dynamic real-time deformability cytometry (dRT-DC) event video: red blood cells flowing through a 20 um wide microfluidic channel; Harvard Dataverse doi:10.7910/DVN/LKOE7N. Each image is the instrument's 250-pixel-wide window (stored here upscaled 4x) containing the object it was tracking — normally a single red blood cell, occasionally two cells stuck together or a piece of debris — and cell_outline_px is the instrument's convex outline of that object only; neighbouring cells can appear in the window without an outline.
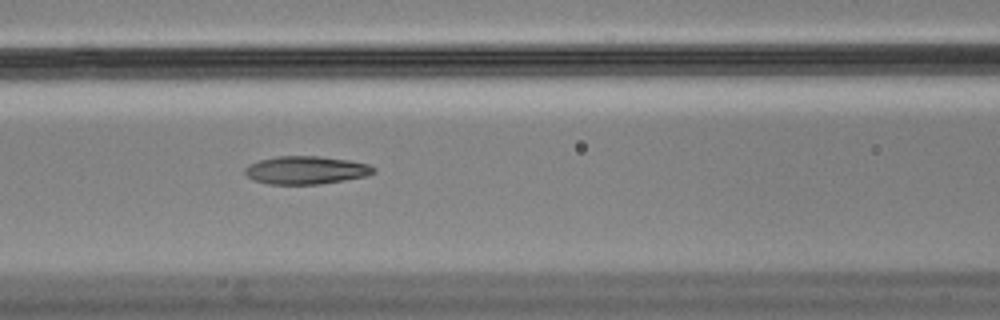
{"species": "Egyptian fruit bat (a non-hibernating species)", "species_latin": "Rousettus aegyptiacus", "temperature_condition": "cold", "stored_images_in_passage": 6, "camera_frame_rate_fps": 3000, "um_per_image_px": 0.085, "animal": {"sex": "male"}, "frame": {"image": 1, "passage_image": 6, "time_ms": 1.667, "image_size_px": [1000, 320], "cell_outline_px": [[376, 172], [368, 176], [320, 184], [268, 184], [252, 180], [244, 172], [244, 168], [248, 164], [260, 160], [276, 156], [320, 156], [348, 160], [368, 164], [376, 168]], "centroid_in_image_um": [26.01, 14.46], "position_along_channel_um": 140.6, "area_um2": 21.15}}